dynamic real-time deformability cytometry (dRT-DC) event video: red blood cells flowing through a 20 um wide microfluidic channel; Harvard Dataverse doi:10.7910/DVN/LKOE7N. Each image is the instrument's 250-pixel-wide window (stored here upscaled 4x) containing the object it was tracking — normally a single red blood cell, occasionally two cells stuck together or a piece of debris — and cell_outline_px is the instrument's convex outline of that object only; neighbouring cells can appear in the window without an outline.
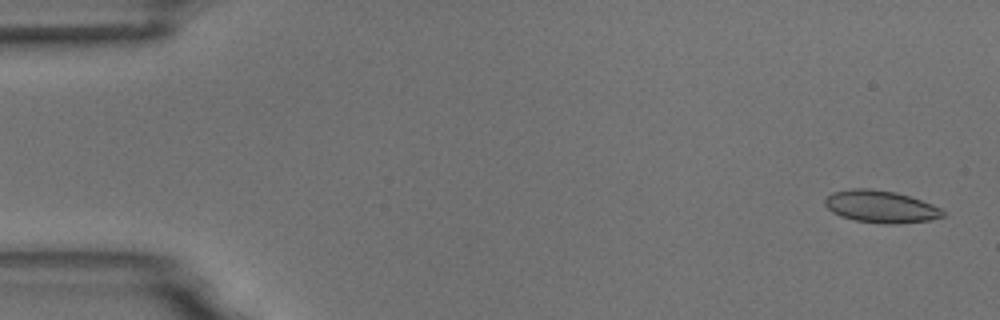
{"species": "common noctule bat (a hibernating species)", "species_latin": "Nyctalus noctula", "temperature_condition": "room temperature", "stored_images_in_passage": 6, "camera_frame_rate_fps": 3000, "um_per_image_px": 0.085, "animal": {"sex": "male", "body_mass_g": 18.8}, "frame": {"image": 1, "passage_image": 1, "time_ms": 0.0, "image_size_px": [1000, 320], "cell_outline_px": [[944, 216], [932, 220], [896, 224], [884, 224], [856, 220], [840, 216], [832, 212], [824, 204], [824, 200], [832, 192], [852, 188], [868, 188], [896, 192], [932, 204], [940, 208], [944, 212]], "centroid_in_image_um": [74.85, 17.56], "position_along_channel_um": 10.1, "area_um2": 22.14}}
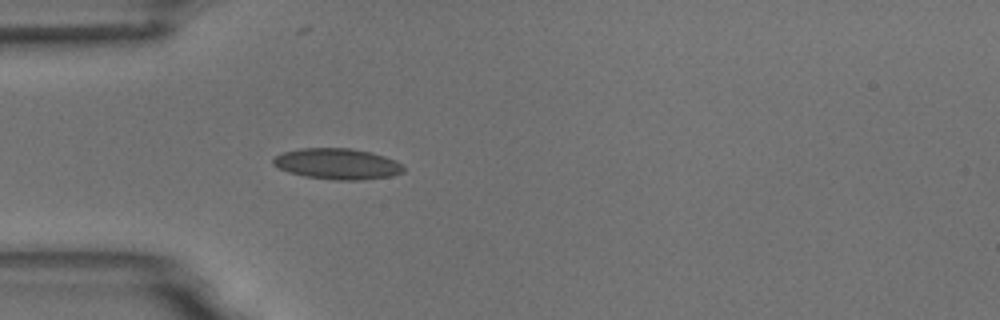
{"frame": {"image": 2, "passage_image": 5, "time_ms": 4.667, "image_size_px": [1000, 320], "cell_outline_px": [[404, 172], [392, 176], [360, 180], [336, 180], [304, 176], [288, 172], [272, 164], [272, 160], [276, 156], [284, 152], [300, 148], [352, 148], [372, 152], [396, 160], [404, 168]], "centroid_in_image_um": [28.69, 13.93], "position_along_channel_um": 56.3, "area_um2": 23.52}}